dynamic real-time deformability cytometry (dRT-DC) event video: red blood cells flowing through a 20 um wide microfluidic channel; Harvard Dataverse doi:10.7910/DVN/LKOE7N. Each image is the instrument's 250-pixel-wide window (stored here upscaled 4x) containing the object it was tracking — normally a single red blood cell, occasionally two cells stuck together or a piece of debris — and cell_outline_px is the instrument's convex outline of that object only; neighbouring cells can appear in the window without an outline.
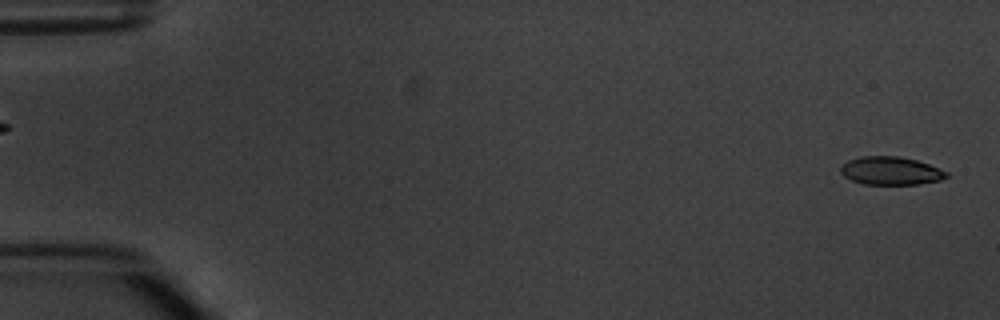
{"species": "common noctule bat (a hibernating species)", "species_latin": "Nyctalus noctula", "temperature_condition": "warm", "stored_images_in_passage": 5, "camera_frame_rate_fps": 3000, "um_per_image_px": 0.085, "animal": {"sex": "male", "body_mass_g": 20.1, "forearm_length_mm": 53.5}, "frame": {"image": 1, "passage_image": 1, "time_ms": 0.0, "image_size_px": [1000, 320], "cell_outline_px": [[948, 176], [940, 180], [920, 184], [864, 184], [852, 180], [844, 176], [840, 172], [840, 168], [848, 160], [864, 156], [900, 156], [916, 160], [928, 164], [948, 172]], "centroid_in_image_um": [75.72, 14.52], "position_along_channel_um": 9.3, "area_um2": 17.22}}
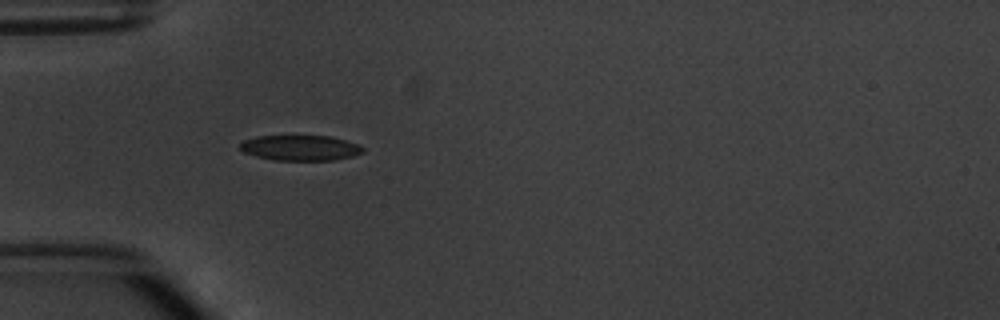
{"frame": {"image": 2, "passage_image": 5, "time_ms": 5.0, "image_size_px": [1000, 320], "cell_outline_px": [[364, 152], [352, 156], [336, 160], [272, 160], [256, 156], [244, 152], [240, 148], [240, 144], [244, 140], [256, 136], [328, 136], [344, 140], [356, 144], [364, 148]], "centroid_in_image_um": [25.51, 12.57], "position_along_channel_um": 59.5, "area_um2": 18.03}}